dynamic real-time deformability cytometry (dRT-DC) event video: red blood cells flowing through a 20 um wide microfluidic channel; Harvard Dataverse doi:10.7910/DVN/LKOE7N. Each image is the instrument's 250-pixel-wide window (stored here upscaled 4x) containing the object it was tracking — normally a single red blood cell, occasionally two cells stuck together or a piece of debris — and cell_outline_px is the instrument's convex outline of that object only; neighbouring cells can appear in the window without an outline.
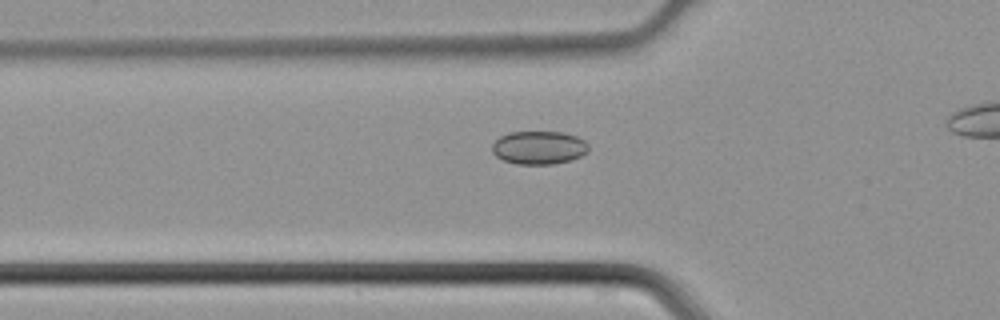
{"species": "common noctule bat (a hibernating species)", "species_latin": "Nyctalus noctula", "temperature_condition": "cold", "stored_images_in_passage": 23, "camera_frame_rate_fps": 3000, "um_per_image_px": 0.085, "animal": {"sex": "male", "body_mass_g": 21.5, "forearm_length_mm": 52.0}, "frame": {"image": 1, "passage_image": 10, "time_ms": 3.0, "image_size_px": [1000, 320], "cell_outline_px": [[588, 152], [580, 156], [568, 160], [552, 164], [516, 164], [504, 160], [496, 156], [492, 152], [492, 144], [500, 136], [508, 132], [564, 132], [576, 136], [584, 140], [588, 144]], "centroid_in_image_um": [45.79, 12.54], "position_along_channel_um": 80.0, "area_um2": 18.67}}
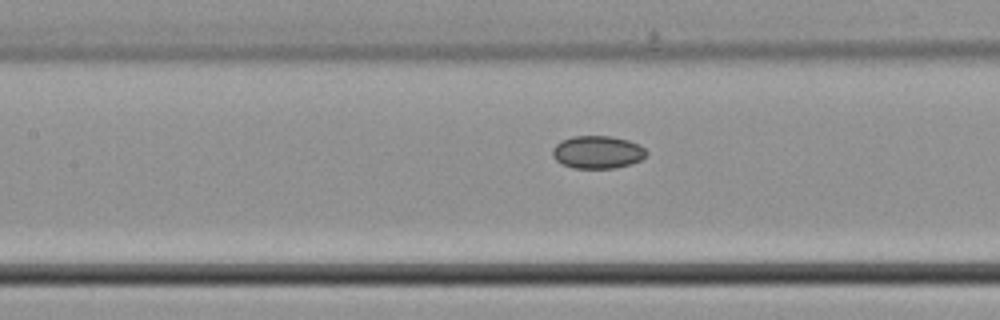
{"frame": {"image": 2, "passage_image": 15, "time_ms": 4.667, "image_size_px": [1000, 320], "cell_outline_px": [[648, 156], [632, 164], [616, 168], [572, 168], [556, 160], [552, 156], [552, 148], [560, 140], [572, 136], [612, 136], [628, 140], [640, 144], [648, 152]], "centroid_in_image_um": [50.81, 12.93], "position_along_channel_um": 156.6, "area_um2": 18.21}}
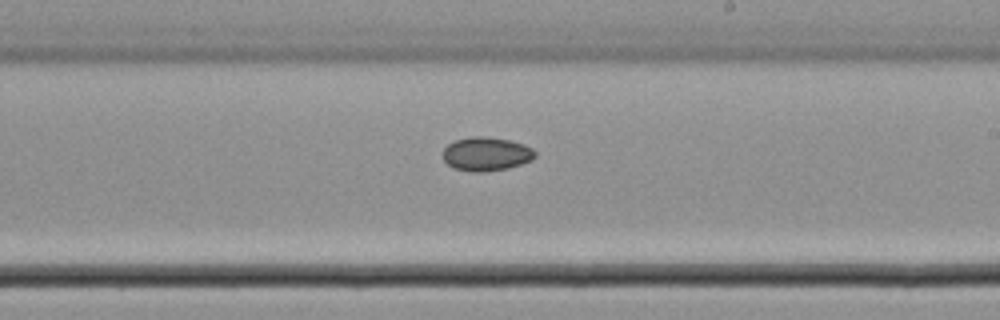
{"frame": {"image": 3, "passage_image": 21, "time_ms": 6.667, "image_size_px": [1000, 320], "cell_outline_px": [[536, 156], [532, 160], [508, 168], [484, 172], [472, 172], [452, 168], [444, 160], [444, 148], [448, 144], [456, 140], [472, 136], [484, 136], [508, 140], [524, 144], [532, 148], [536, 152]], "centroid_in_image_um": [41.34, 13.09], "position_along_channel_um": 247.7, "area_um2": 18.15}}